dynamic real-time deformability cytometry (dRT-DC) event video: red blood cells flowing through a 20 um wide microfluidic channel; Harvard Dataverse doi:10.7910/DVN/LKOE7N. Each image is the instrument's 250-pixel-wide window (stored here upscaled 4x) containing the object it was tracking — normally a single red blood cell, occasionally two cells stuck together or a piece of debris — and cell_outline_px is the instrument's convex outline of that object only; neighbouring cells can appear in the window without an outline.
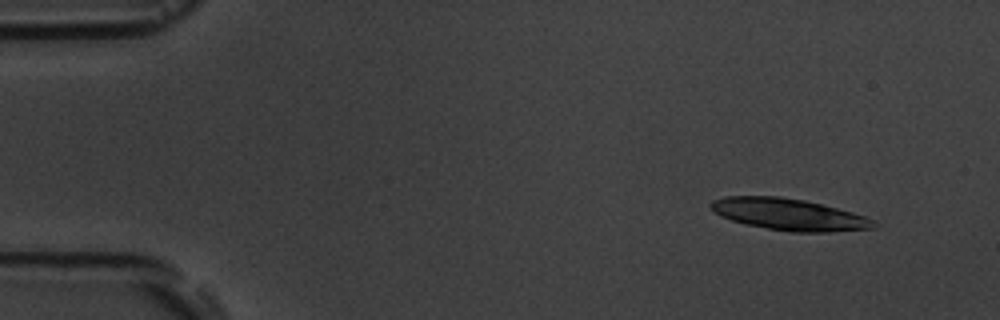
{"species": "common noctule bat (a hibernating species)", "species_latin": "Nyctalus noctula", "temperature_condition": "room temperature", "stored_images_in_passage": 10, "camera_frame_rate_fps": 3000, "um_per_image_px": 0.085, "animal": {"sex": "male", "body_mass_g": 19.5, "forearm_length_mm": 54.6}, "frame": {"image": 1, "passage_image": 1, "time_ms": 0.0, "image_size_px": [1000, 320], "cell_outline_px": [[880, 224], [872, 228], [828, 232], [792, 232], [768, 228], [748, 224], [732, 220], [720, 216], [712, 212], [708, 204], [712, 200], [724, 196], [780, 196], [804, 200], [852, 212], [864, 216]], "centroid_in_image_um": [67.01, 18.21], "position_along_channel_um": 18.0, "area_um2": 29.94}}
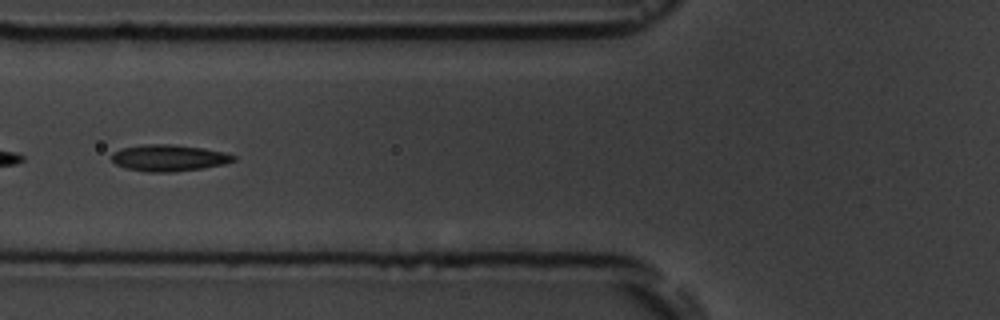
{"frame": {"image": 2, "passage_image": 6, "time_ms": 5.667, "image_size_px": [1000, 320], "cell_outline_px": [[236, 160], [224, 164], [204, 168], [172, 172], [148, 172], [124, 168], [116, 164], [112, 160], [112, 152], [120, 148], [144, 144], [168, 144], [204, 148], [224, 152], [236, 156]], "centroid_in_image_um": [14.34, 13.42], "position_along_channel_um": 111.5, "area_um2": 18.96}}
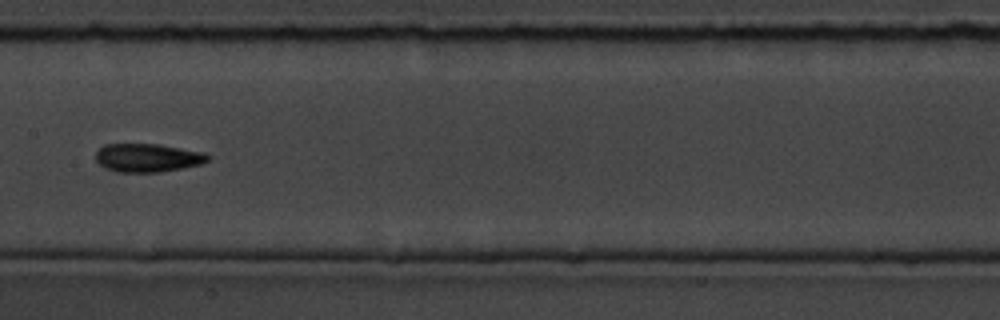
{"frame": {"image": 3, "passage_image": 8, "time_ms": 8.0, "image_size_px": [1000, 320], "cell_outline_px": [[212, 156], [208, 160], [200, 164], [160, 172], [116, 172], [104, 168], [96, 160], [96, 152], [104, 144], [160, 144], [204, 152]], "centroid_in_image_um": [12.54, 13.4], "position_along_channel_um": 194.9, "area_um2": 18.61}}